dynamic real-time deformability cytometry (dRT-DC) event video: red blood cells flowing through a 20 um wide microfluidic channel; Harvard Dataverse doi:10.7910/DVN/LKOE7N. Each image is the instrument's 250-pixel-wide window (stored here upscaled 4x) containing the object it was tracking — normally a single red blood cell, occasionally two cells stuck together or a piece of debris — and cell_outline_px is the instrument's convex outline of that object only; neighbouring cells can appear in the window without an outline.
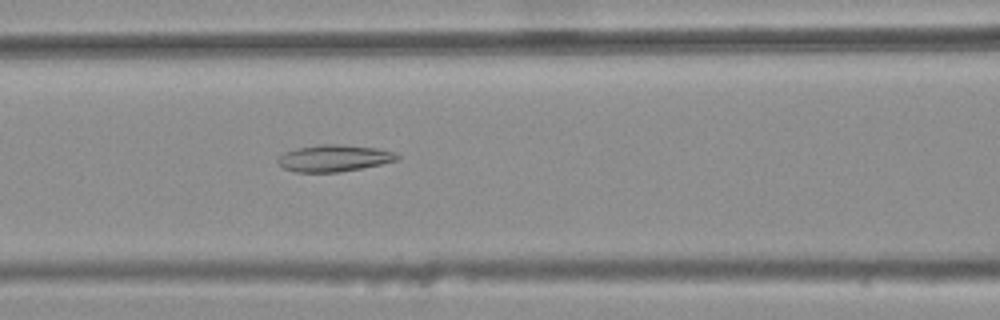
{"species": "common noctule bat (a hibernating species)", "species_latin": "Nyctalus noctula", "temperature_condition": "warm", "stored_images_in_passage": 35, "camera_frame_rate_fps": 3000, "um_per_image_px": 0.085, "animal": {"sex": "female", "body_mass_g": 25.1}, "frame": {"image": 1, "passage_image": 10, "time_ms": 3.0, "image_size_px": [1000, 320], "cell_outline_px": [[400, 156], [396, 160], [380, 164], [340, 172], [296, 172], [284, 168], [276, 160], [284, 152], [296, 148], [320, 144], [340, 144], [376, 148], [396, 152]], "centroid_in_image_um": [28.38, 13.44], "position_along_channel_um": 138.2, "area_um2": 18.5}}
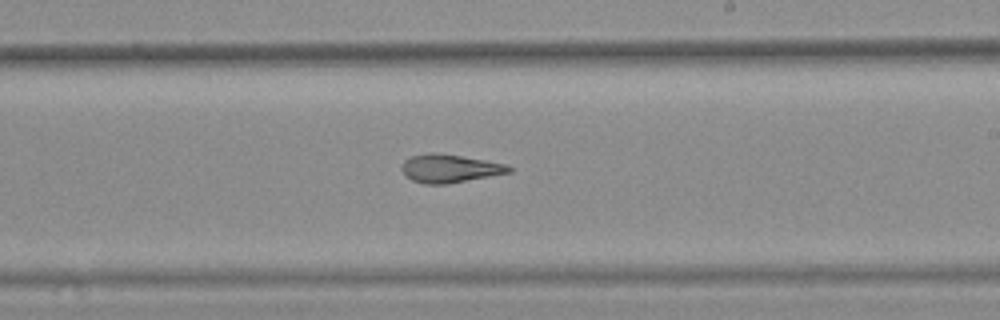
{"frame": {"image": 2, "passage_image": 19, "time_ms": 6.0, "image_size_px": [1000, 320], "cell_outline_px": [[512, 172], [448, 184], [424, 184], [412, 180], [404, 176], [400, 168], [404, 160], [412, 156], [432, 152], [460, 156], [508, 164], [512, 168]], "centroid_in_image_um": [38.2, 14.33], "position_along_channel_um": 250.8, "area_um2": 17.69}}
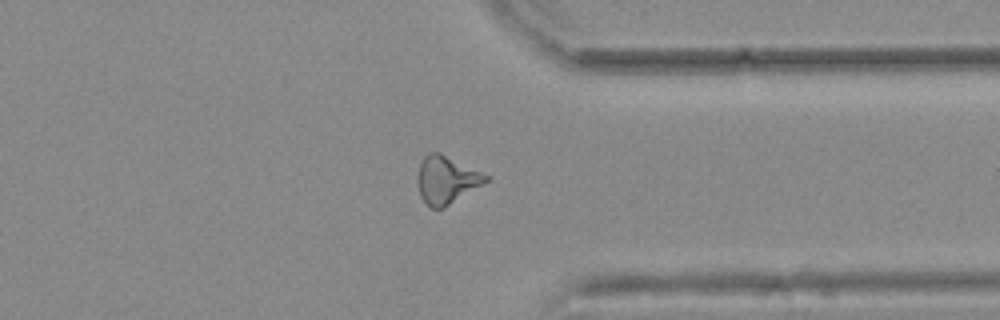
{"frame": {"image": 3, "passage_image": 29, "time_ms": 9.333, "image_size_px": [1000, 320], "cell_outline_px": [[488, 180], [444, 208], [432, 208], [420, 196], [416, 180], [420, 164], [424, 156], [428, 152], [440, 152], [488, 176]], "centroid_in_image_um": [37.89, 15.28], "position_along_channel_um": 373.5, "area_um2": 18.55}, "authors_computed_cell_mechanics": {"area_um2": 18.207, "velocity_mm_per_s": 3.7587, "shape_relaxation_time_tau1_ms": null, "shape_relaxation_time_tau2_ms": 4.7742, "deformation_change_tau1": null, "deformation_change_tau2": 0.1659}}